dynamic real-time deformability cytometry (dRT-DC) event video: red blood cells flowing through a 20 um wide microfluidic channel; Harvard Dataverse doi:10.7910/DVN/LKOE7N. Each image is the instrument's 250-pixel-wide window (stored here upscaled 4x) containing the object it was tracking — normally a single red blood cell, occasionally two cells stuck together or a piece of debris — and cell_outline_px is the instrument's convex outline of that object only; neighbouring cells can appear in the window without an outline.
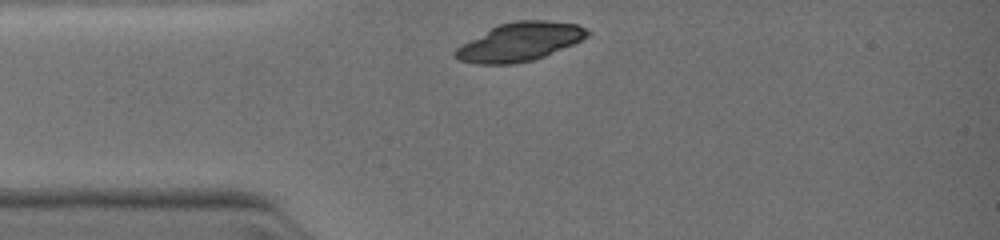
{"species": "common noctule bat (a hibernating species)", "species_latin": "Nyctalus noctula", "temperature_condition": "warm", "stored_images_in_passage": 13, "camera_frame_rate_fps": 3000, "um_per_image_px": 0.085, "animal": {"sex": "female", "body_mass_g": 19.0, "forearm_length_mm": 51.5}, "frame": {"image": 1, "passage_image": 1, "time_ms": 0.0, "image_size_px": [1000, 240], "cell_outline_px": [[592, 32], [588, 36], [572, 44], [544, 56], [532, 60], [512, 64], [476, 64], [460, 60], [452, 56], [452, 52], [456, 48], [492, 28], [500, 24], [516, 20], [544, 20], [576, 24], [588, 28]], "centroid_in_image_um": [44.19, 3.56], "position_along_channel_um": 40.8, "area_um2": 29.25}}
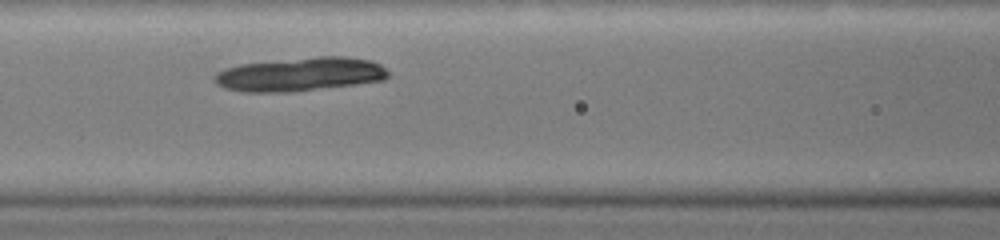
{"frame": {"image": 2, "passage_image": 9, "time_ms": 2.333, "image_size_px": [1000, 240], "cell_outline_px": [[388, 76], [384, 80], [356, 84], [288, 92], [244, 92], [224, 88], [216, 84], [212, 80], [212, 76], [216, 72], [224, 68], [240, 64], [320, 56], [340, 56], [368, 60], [380, 64], [388, 72]], "centroid_in_image_um": [25.43, 6.32], "position_along_channel_um": 141.2, "area_um2": 34.04}}
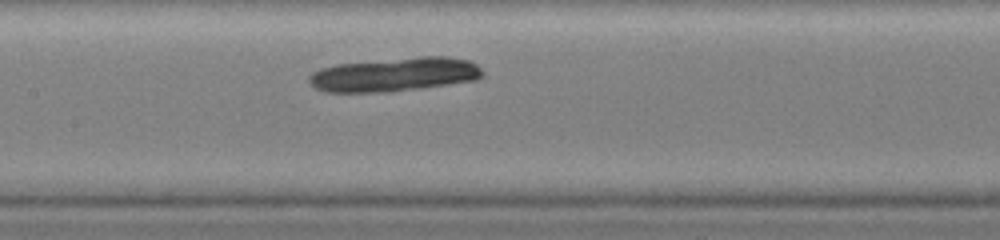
{"frame": {"image": 3, "passage_image": 11, "time_ms": 3.0, "image_size_px": [1000, 240], "cell_outline_px": [[484, 76], [476, 80], [420, 88], [388, 92], [324, 92], [308, 84], [308, 76], [312, 72], [320, 68], [336, 64], [424, 56], [448, 56], [468, 60], [476, 64], [484, 72]], "centroid_in_image_um": [33.52, 6.33], "position_along_channel_um": 173.9, "area_um2": 34.45}}